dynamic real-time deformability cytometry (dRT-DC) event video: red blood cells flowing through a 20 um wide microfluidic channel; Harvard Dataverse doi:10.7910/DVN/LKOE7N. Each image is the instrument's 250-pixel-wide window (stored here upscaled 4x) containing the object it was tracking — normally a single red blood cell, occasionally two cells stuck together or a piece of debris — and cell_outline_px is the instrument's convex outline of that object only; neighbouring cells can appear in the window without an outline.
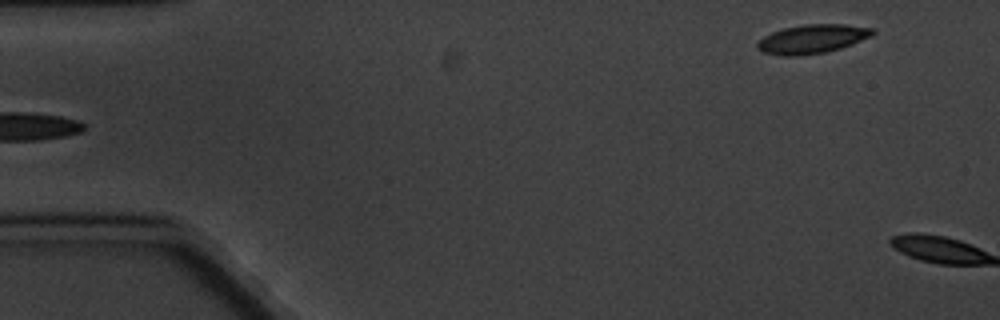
{"species": "common noctule bat (a hibernating species)", "species_latin": "Nyctalus noctula", "temperature_condition": "cold", "stored_images_in_passage": 5, "segment_of_instrument_passage": [2, 2], "camera_frame_rate_fps": 3000, "um_per_image_px": 0.085, "animal": {"sex": "male", "body_mass_g": 20.1, "forearm_length_mm": 53.5}, "frame": {"image": 1, "passage_image": 5, "time_ms": 4.667, "image_size_px": [1000, 320], "cell_outline_px": [[876, 32], [872, 36], [852, 44], [840, 48], [824, 52], [796, 56], [784, 56], [764, 52], [756, 48], [756, 44], [764, 36], [772, 32], [784, 28], [804, 24], [844, 24], [876, 28]], "centroid_in_image_um": [69.07, 3.3], "position_along_channel_um": 15.9, "area_um2": 19.42}}